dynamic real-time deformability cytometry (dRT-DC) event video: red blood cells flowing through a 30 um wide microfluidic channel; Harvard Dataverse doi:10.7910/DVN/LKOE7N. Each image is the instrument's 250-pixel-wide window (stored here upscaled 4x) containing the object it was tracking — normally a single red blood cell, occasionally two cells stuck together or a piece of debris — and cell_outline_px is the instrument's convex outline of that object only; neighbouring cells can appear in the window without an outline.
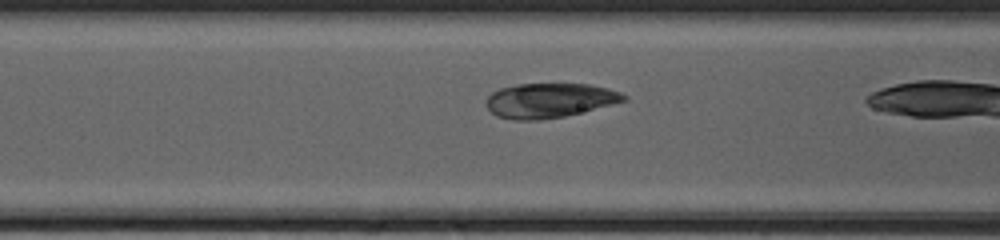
{"species": "common noctule bat (a hibernating species)", "species_latin": "Nyctalus noctula", "temperature_condition": "cold", "stored_images_in_passage": 20, "camera_frame_rate_fps": 3000, "um_per_image_px": 0.085, "animal": {"sex": "female", "body_mass_g": 20.0, "forearm_length_mm": 54.0}, "frame": {"image": 1, "passage_image": 9, "time_ms": 2.667, "image_size_px": [1000, 240], "cell_outline_px": [[628, 100], [564, 116], [540, 120], [512, 120], [496, 116], [488, 108], [488, 96], [492, 92], [500, 88], [520, 84], [588, 84], [608, 88], [620, 92], [628, 96]], "centroid_in_image_um": [46.72, 8.53], "position_along_channel_um": 119.9, "area_um2": 27.51}}
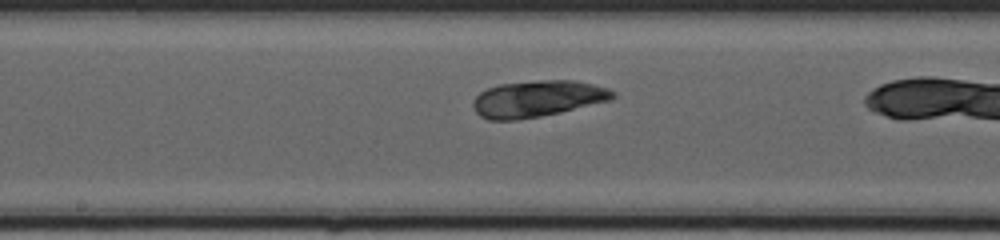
{"frame": {"image": 2, "passage_image": 15, "time_ms": 4.667, "image_size_px": [1000, 240], "cell_outline_px": [[616, 96], [612, 100], [560, 112], [540, 116], [516, 120], [488, 120], [480, 116], [476, 112], [472, 104], [472, 100], [480, 92], [488, 88], [500, 84], [536, 80], [572, 80], [592, 84], [608, 88], [616, 92]], "centroid_in_image_um": [45.69, 8.39], "position_along_channel_um": 202.5, "area_um2": 29.77}}
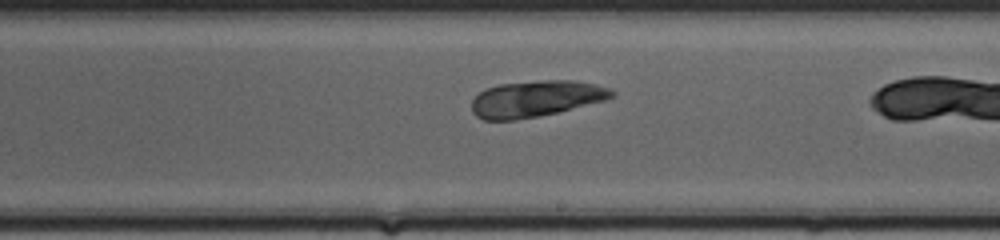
{"frame": {"image": 3, "passage_image": 18, "time_ms": 5.667, "image_size_px": [1000, 240], "cell_outline_px": [[616, 96], [608, 100], [540, 116], [512, 120], [484, 120], [476, 116], [472, 112], [472, 100], [480, 92], [488, 88], [500, 84], [544, 80], [572, 80], [612, 88], [616, 92]], "centroid_in_image_um": [45.6, 8.39], "position_along_channel_um": 243.4, "area_um2": 29.65}}